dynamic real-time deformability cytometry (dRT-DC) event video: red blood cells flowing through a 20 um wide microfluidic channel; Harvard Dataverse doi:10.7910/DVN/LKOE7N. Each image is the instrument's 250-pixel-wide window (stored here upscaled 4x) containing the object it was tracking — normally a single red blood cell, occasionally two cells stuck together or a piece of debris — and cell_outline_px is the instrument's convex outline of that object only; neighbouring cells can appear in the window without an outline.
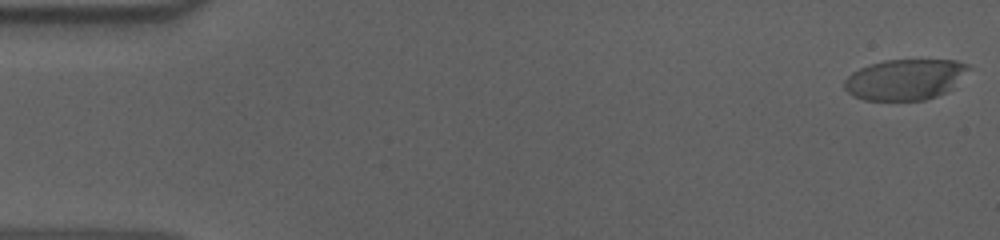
{"species": "human", "species_latin": "Homo sapiens", "temperature_condition": "cold", "stored_images_in_passage": 56, "camera_frame_rate_fps": 3000, "um_per_image_px": 0.085, "donor": {"sex": "male"}, "frame": {"image": 1, "passage_image": 1, "time_ms": 0.0, "image_size_px": [1000, 240], "cell_outline_px": [[968, 68], [952, 88], [936, 96], [924, 100], [864, 100], [852, 96], [844, 88], [844, 80], [852, 72], [860, 68], [884, 60], [956, 60], [968, 64]], "centroid_in_image_um": [76.88, 6.76], "position_along_channel_um": 8.1, "area_um2": 29.19}}
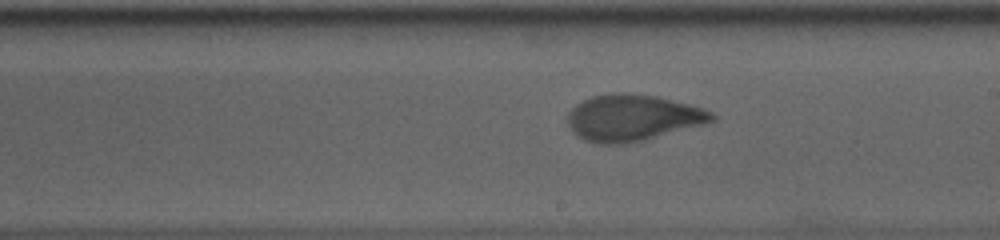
{"frame": {"image": 2, "passage_image": 32, "time_ms": 10.333, "image_size_px": [1000, 240], "cell_outline_px": [[716, 120], [704, 124], [644, 140], [624, 144], [596, 144], [584, 140], [576, 136], [572, 132], [568, 124], [568, 112], [576, 104], [592, 96], [612, 92], [620, 92], [656, 96], [704, 108], [712, 112], [716, 116]], "centroid_in_image_um": [53.75, 10.01], "position_along_channel_um": 235.2, "area_um2": 39.13}}
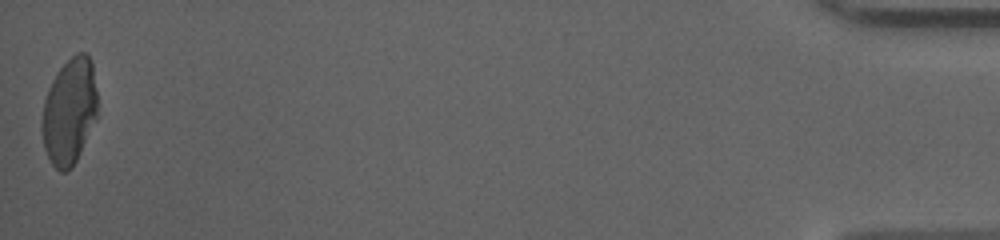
{"frame": {"image": 3, "passage_image": 56, "time_ms": 18.333, "image_size_px": [1000, 240], "cell_outline_px": [[96, 116], [80, 152], [72, 168], [64, 172], [60, 172], [52, 164], [44, 148], [40, 128], [40, 120], [44, 100], [48, 88], [56, 72], [76, 52], [88, 52], [92, 60], [96, 92]], "centroid_in_image_um": [5.86, 9.44], "position_along_channel_um": 429.3, "area_um2": 34.45}, "authors_computed_cell_mechanics": {"area_um2": 36.703, "velocity_mm_per_s": 3.6323, "shape_relaxation_time_tau1_ms": 4.681, "shape_relaxation_time_tau2_ms": 1.0783, "deformation_change_tau1": 0.1936, "deformation_change_tau2": 0.0744}}